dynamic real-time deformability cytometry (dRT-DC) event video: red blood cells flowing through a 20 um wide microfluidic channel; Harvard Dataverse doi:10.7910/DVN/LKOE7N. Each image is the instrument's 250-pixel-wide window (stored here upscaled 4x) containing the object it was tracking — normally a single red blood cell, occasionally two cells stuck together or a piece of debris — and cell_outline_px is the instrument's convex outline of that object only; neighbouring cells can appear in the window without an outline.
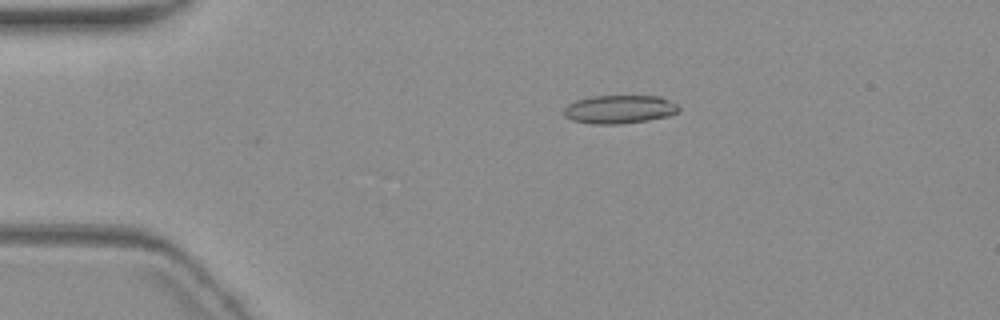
{"species": "common noctule bat (a hibernating species)", "species_latin": "Nyctalus noctula", "temperature_condition": "warm", "stored_images_in_passage": 6, "camera_frame_rate_fps": 3000, "um_per_image_px": 0.085, "animal": {"sex": "female", "body_mass_g": 19.3, "forearm_length_mm": 54.1}, "frame": {"image": 1, "passage_image": 3, "time_ms": 2.333, "image_size_px": [1000, 320], "cell_outline_px": [[680, 108], [676, 112], [668, 116], [648, 120], [620, 124], [596, 124], [572, 120], [564, 116], [564, 108], [568, 104], [576, 100], [592, 96], [660, 96], [676, 104]], "centroid_in_image_um": [52.63, 9.29], "position_along_channel_um": 32.4, "area_um2": 18.9}}
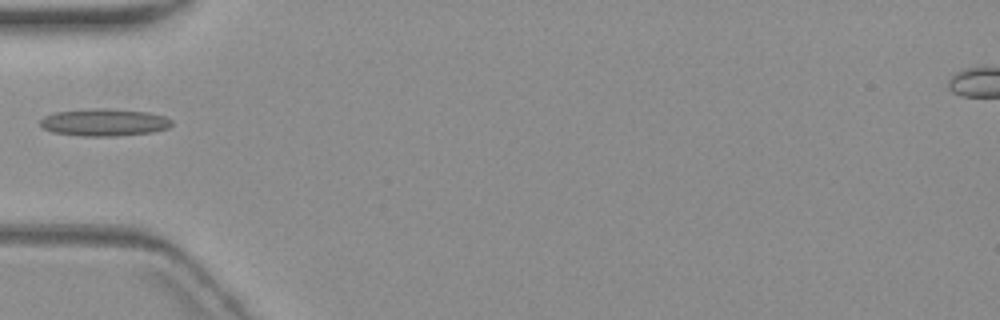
{"frame": {"image": 2, "passage_image": 5, "time_ms": 5.0, "image_size_px": [1000, 320], "cell_outline_px": [[172, 124], [168, 128], [152, 132], [116, 136], [80, 136], [52, 132], [44, 128], [40, 124], [40, 120], [44, 116], [52, 112], [88, 108], [104, 108], [148, 112], [164, 116], [172, 120]], "centroid_in_image_um": [8.83, 10.39], "position_along_channel_um": 76.2, "area_um2": 21.1}}
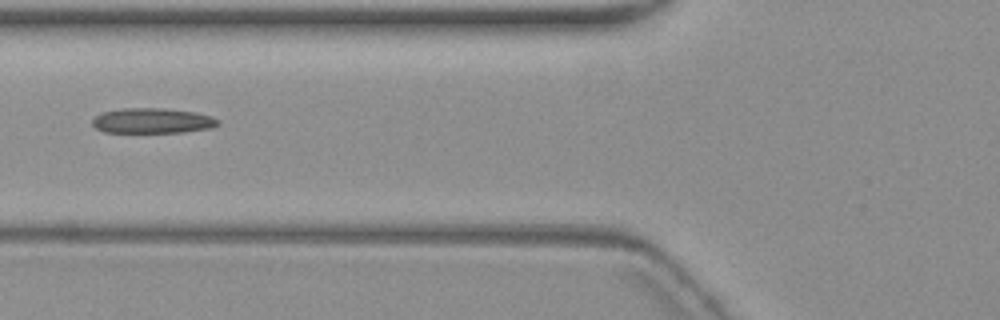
{"frame": {"image": 3, "passage_image": 6, "time_ms": 6.0, "image_size_px": [1000, 320], "cell_outline_px": [[220, 124], [212, 128], [184, 132], [104, 132], [96, 128], [92, 124], [92, 120], [100, 112], [120, 108], [164, 108], [196, 112], [212, 116], [220, 120]], "centroid_in_image_um": [12.98, 10.25], "position_along_channel_um": 112.8, "area_um2": 18.67}}